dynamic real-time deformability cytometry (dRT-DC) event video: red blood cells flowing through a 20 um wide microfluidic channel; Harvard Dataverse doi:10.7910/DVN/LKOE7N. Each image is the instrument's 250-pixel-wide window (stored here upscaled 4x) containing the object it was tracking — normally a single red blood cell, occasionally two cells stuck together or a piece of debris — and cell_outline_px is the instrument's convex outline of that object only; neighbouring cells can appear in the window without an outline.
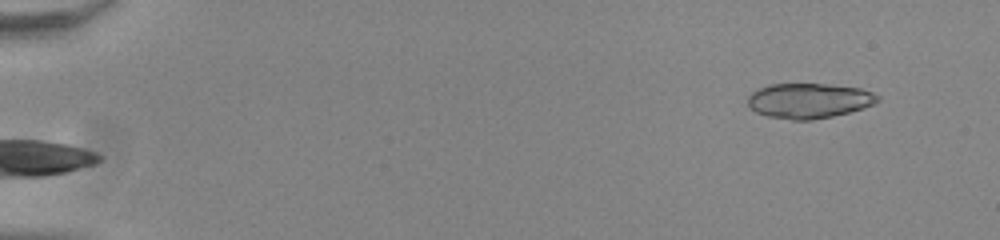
{"species": "common noctule bat (a hibernating species)", "species_latin": "Nyctalus noctula", "temperature_condition": "room temperature", "stored_images_in_passage": 49, "camera_frame_rate_fps": 3000, "um_per_image_px": 0.085, "animal": {"sex": "male", "body_mass_g": 20.0, "forearm_length_mm": 53.3}, "frame": {"image": 1, "passage_image": 2, "time_ms": 0.333, "image_size_px": [1000, 240], "cell_outline_px": [[880, 100], [864, 108], [832, 116], [812, 120], [792, 120], [768, 116], [756, 112], [748, 104], [748, 96], [752, 92], [768, 84], [828, 84], [860, 88], [872, 92], [880, 96]], "centroid_in_image_um": [68.77, 8.55], "position_along_channel_um": 16.2, "area_um2": 26.47}}
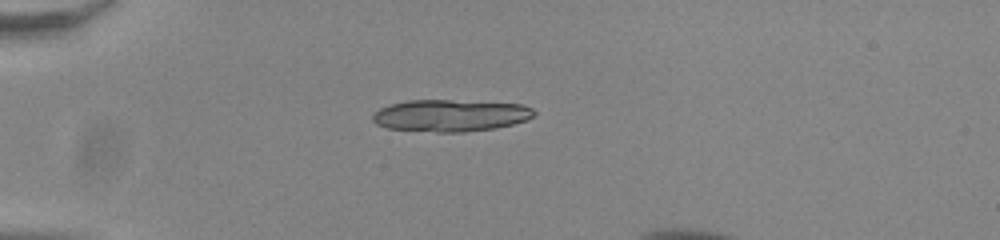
{"frame": {"image": 2, "passage_image": 13, "time_ms": 4.0, "image_size_px": [1000, 240], "cell_outline_px": [[536, 112], [528, 120], [496, 128], [464, 132], [436, 132], [388, 128], [376, 124], [372, 120], [372, 116], [380, 108], [392, 104], [408, 100], [448, 100], [524, 104], [532, 108]], "centroid_in_image_um": [38.31, 9.82], "position_along_channel_um": 46.7, "area_um2": 30.0}}
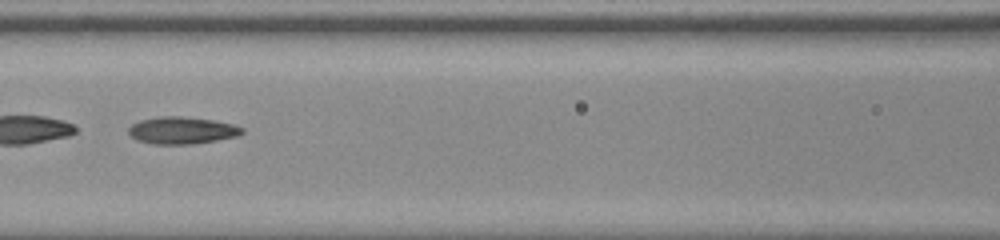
{"frame": {"image": 3, "passage_image": 24, "time_ms": 7.667, "image_size_px": [1000, 240], "cell_outline_px": [[244, 132], [236, 136], [216, 140], [192, 144], [152, 144], [136, 140], [128, 132], [128, 128], [132, 124], [140, 120], [160, 116], [180, 116], [212, 120], [232, 124], [244, 128]], "centroid_in_image_um": [15.44, 11.08], "position_along_channel_um": 151.2, "area_um2": 17.86}}